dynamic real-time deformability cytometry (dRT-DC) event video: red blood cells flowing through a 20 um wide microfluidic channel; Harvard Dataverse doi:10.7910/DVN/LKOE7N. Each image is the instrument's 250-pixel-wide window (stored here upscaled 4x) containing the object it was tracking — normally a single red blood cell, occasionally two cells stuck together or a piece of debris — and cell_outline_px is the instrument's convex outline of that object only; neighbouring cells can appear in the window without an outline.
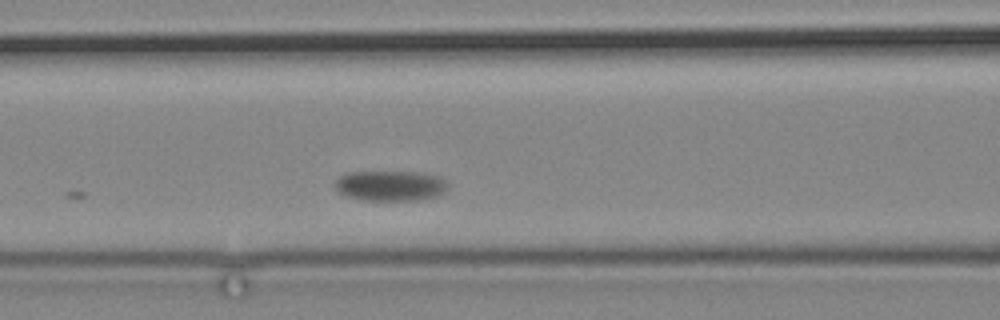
{"species": "common noctule bat (a hibernating species)", "species_latin": "Nyctalus noctula", "temperature_condition": "cold", "stored_images_in_passage": 3, "camera_frame_rate_fps": 3000, "um_per_image_px": 0.085, "animal": {"sex": "male", "body_mass_g": 19.2, "forearm_length_mm": 51.8}, "frame": {"image": 1, "passage_image": 3, "time_ms": 4.0, "image_size_px": [1000, 320], "cell_outline_px": [[448, 184], [444, 192], [436, 196], [416, 200], [368, 200], [348, 196], [340, 192], [336, 188], [336, 180], [340, 176], [348, 172], [424, 172], [440, 176]], "centroid_in_image_um": [33.22, 15.77], "position_along_channel_um": 133.4, "area_um2": 19.77}}